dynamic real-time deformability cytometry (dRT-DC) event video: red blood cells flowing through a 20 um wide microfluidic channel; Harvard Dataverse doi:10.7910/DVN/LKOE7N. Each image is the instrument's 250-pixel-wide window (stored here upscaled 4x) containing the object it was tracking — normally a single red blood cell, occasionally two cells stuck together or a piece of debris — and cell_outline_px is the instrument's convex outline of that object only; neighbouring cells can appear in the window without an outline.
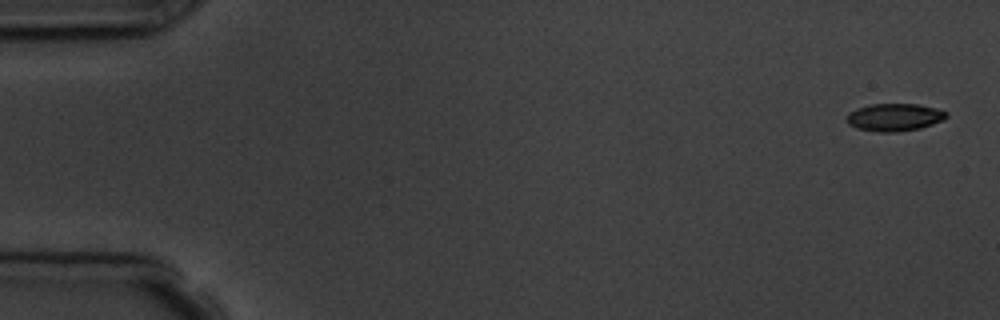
{"species": "common noctule bat (a hibernating species)", "species_latin": "Nyctalus noctula", "temperature_condition": "room temperature", "stored_images_in_passage": 6, "camera_frame_rate_fps": 3000, "um_per_image_px": 0.085, "animal": {"sex": "male", "body_mass_g": 19.5, "forearm_length_mm": 54.6}, "frame": {"image": 1, "passage_image": 1, "time_ms": 0.0, "image_size_px": [1000, 320], "cell_outline_px": [[948, 116], [944, 120], [920, 128], [896, 132], [876, 132], [856, 128], [848, 124], [848, 112], [856, 108], [872, 104], [916, 104], [936, 108], [948, 112]], "centroid_in_image_um": [76.04, 9.97], "position_along_channel_um": 9.0, "area_um2": 16.07}}
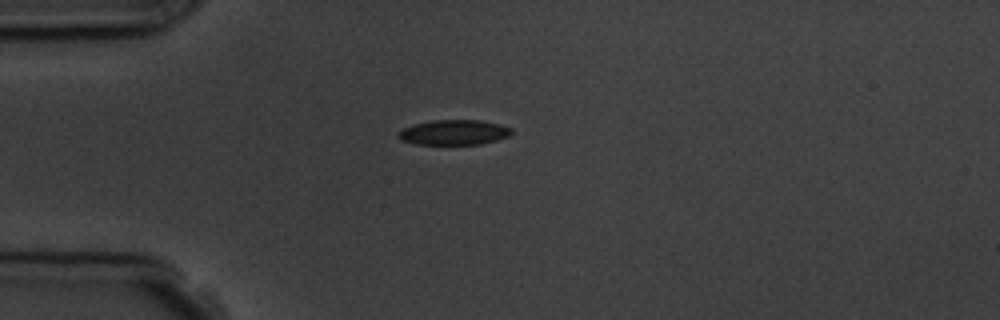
{"frame": {"image": 2, "passage_image": 4, "time_ms": 4.333, "image_size_px": [1000, 320], "cell_outline_px": [[512, 132], [508, 136], [496, 140], [480, 144], [416, 144], [400, 140], [396, 136], [396, 132], [412, 124], [432, 120], [480, 120], [500, 124], [512, 128]], "centroid_in_image_um": [38.54, 11.24], "position_along_channel_um": 46.5, "area_um2": 16.65}}
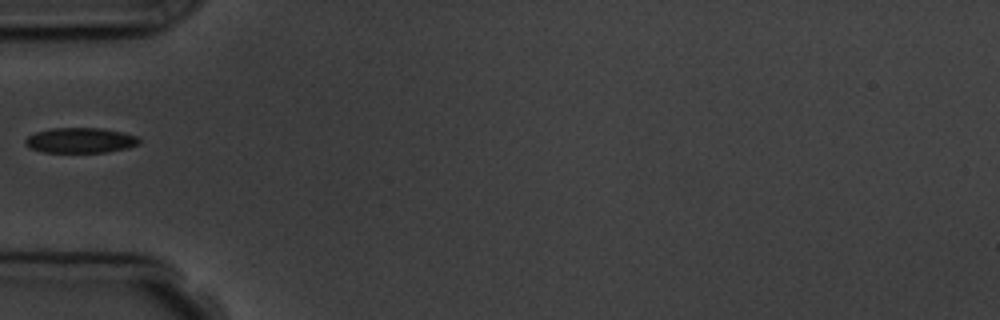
{"frame": {"image": 3, "passage_image": 5, "time_ms": 5.667, "image_size_px": [1000, 320], "cell_outline_px": [[140, 140], [136, 144], [128, 148], [104, 152], [44, 152], [32, 148], [24, 140], [28, 136], [36, 132], [52, 128], [104, 128], [136, 136]], "centroid_in_image_um": [6.83, 11.92], "position_along_channel_um": 78.2, "area_um2": 16.42}}